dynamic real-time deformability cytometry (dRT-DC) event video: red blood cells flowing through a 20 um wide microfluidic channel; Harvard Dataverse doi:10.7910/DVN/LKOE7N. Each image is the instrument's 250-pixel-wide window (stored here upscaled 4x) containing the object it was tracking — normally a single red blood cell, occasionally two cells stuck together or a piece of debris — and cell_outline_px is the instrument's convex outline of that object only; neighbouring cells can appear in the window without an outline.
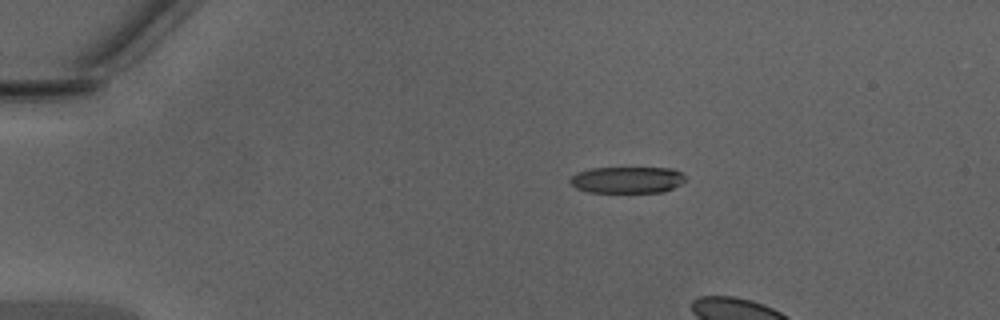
{"species": "Egyptian fruit bat (a non-hibernating species)", "species_latin": "Rousettus aegyptiacus", "temperature_condition": "warm", "stored_images_in_passage": 5, "camera_frame_rate_fps": 3000, "um_per_image_px": 0.085, "animal": {"sex": "male"}, "frame": {"image": 1, "passage_image": 1, "time_ms": 0.0, "image_size_px": [1000, 320], "cell_outline_px": [[684, 180], [680, 184], [664, 192], [588, 192], [576, 188], [568, 180], [576, 172], [592, 168], [672, 168], [680, 172], [684, 176]], "centroid_in_image_um": [53.28, 15.29], "position_along_channel_um": 31.7, "area_um2": 17.74}}